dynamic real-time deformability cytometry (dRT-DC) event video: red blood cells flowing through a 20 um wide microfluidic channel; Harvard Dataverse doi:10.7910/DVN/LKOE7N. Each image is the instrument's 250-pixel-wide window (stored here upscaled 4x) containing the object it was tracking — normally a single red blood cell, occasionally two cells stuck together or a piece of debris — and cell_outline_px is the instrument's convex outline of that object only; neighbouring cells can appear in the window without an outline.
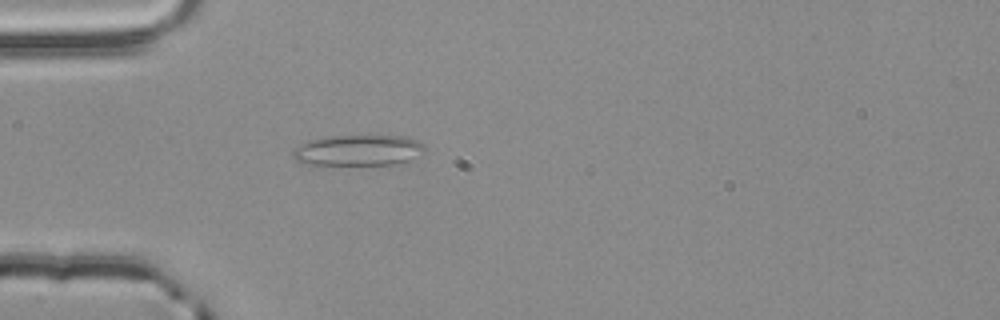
{"species": "common noctule bat (a hibernating species)", "species_latin": "Nyctalus noctula", "temperature_condition": "room temperature", "stored_images_in_passage": 39, "camera_frame_rate_fps": 3000, "um_per_image_px": 0.085, "animal": {"sex": "male", "body_mass_g": 20.4}, "frame": {"image": 1, "passage_image": 1, "time_ms": 0.0, "image_size_px": [1000, 320], "cell_outline_px": [[428, 148], [424, 156], [396, 164], [308, 164], [296, 160], [292, 156], [292, 152], [300, 144], [312, 140], [328, 136], [368, 132], [408, 136], [424, 144]], "centroid_in_image_um": [30.6, 12.71], "position_along_channel_um": 54.4, "area_um2": 24.97}}
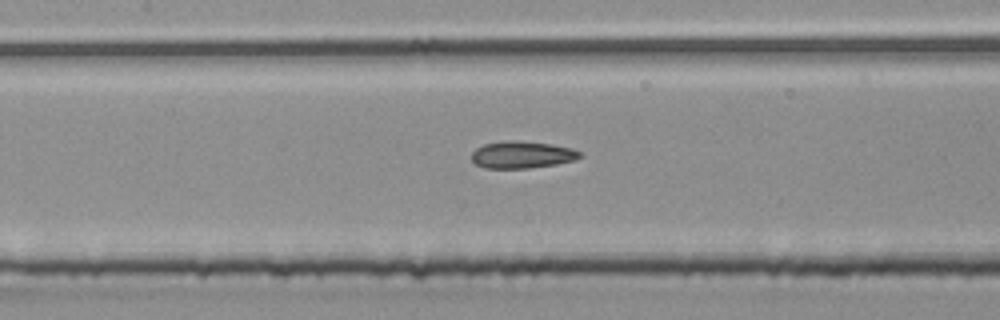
{"frame": {"image": 2, "passage_image": 10, "time_ms": 3.0, "image_size_px": [1000, 320], "cell_outline_px": [[584, 156], [576, 160], [556, 164], [528, 168], [484, 168], [476, 164], [472, 160], [472, 152], [476, 148], [484, 144], [504, 140], [512, 140], [552, 144], [572, 148], [580, 152]], "centroid_in_image_um": [44.39, 13.15], "position_along_channel_um": 163.0, "area_um2": 17.17}}
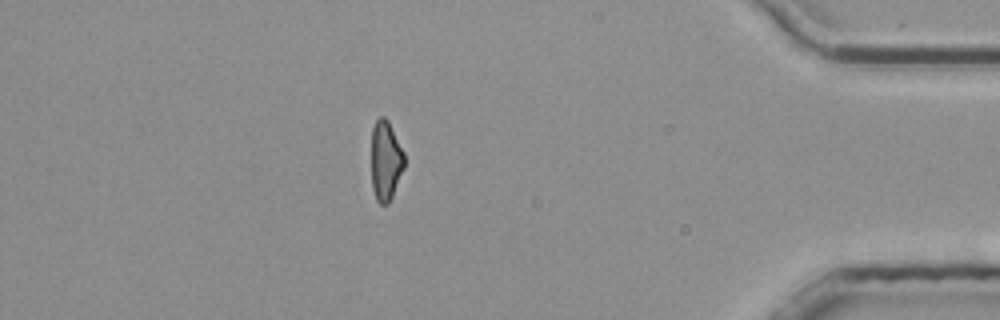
{"frame": {"image": 3, "passage_image": 32, "time_ms": 10.333, "image_size_px": [1000, 320], "cell_outline_px": [[404, 168], [392, 196], [388, 204], [380, 204], [376, 200], [372, 188], [372, 128], [376, 120], [380, 116], [384, 116], [388, 120], [404, 152]], "centroid_in_image_um": [32.78, 13.65], "position_along_channel_um": 402.4, "area_um2": 15.32}, "authors_computed_cell_mechanics": {"area_um2": 16.5886, "velocity_mm_per_s": 3.8709, "shape_relaxation_time_tau1_ms": null, "shape_relaxation_time_tau2_ms": 3.0519, "deformation_change_tau1": null, "deformation_change_tau2": 0.1091}}